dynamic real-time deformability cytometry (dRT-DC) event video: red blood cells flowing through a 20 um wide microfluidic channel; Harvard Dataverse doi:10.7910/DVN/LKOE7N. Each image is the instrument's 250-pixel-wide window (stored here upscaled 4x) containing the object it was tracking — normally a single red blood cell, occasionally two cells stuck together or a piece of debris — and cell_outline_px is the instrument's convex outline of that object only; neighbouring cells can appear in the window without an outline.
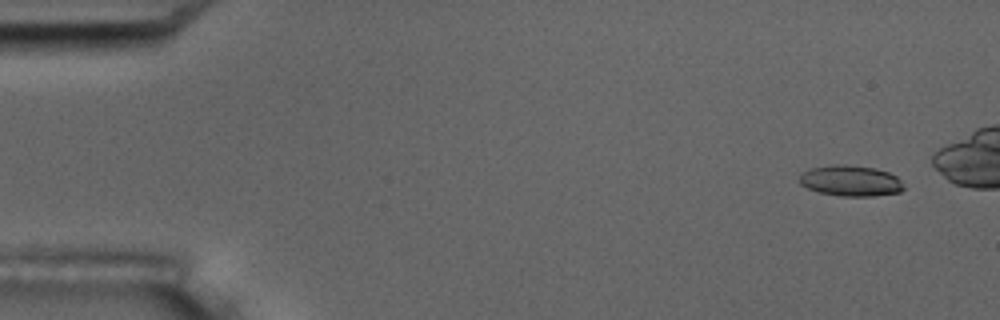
{"species": "common noctule bat (a hibernating species)", "species_latin": "Nyctalus noctula", "temperature_condition": "room temperature", "stored_images_in_passage": 6, "camera_frame_rate_fps": 3000, "um_per_image_px": 0.085, "animal": {"sex": "male", "body_mass_g": 17.5, "forearm_length_mm": 52.3}, "frame": {"image": 1, "passage_image": 1, "time_ms": 0.0, "image_size_px": [1000, 320], "cell_outline_px": [[904, 188], [900, 192], [872, 196], [840, 196], [816, 192], [800, 184], [800, 172], [808, 168], [836, 164], [844, 164], [876, 168], [888, 172], [896, 176], [900, 180]], "centroid_in_image_um": [72.26, 15.36], "position_along_channel_um": 12.7, "area_um2": 18.9}}